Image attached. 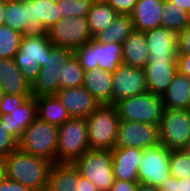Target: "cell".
I'll return each mask as SVG.
<instances>
[{
	"mask_svg": "<svg viewBox=\"0 0 190 191\" xmlns=\"http://www.w3.org/2000/svg\"><path fill=\"white\" fill-rule=\"evenodd\" d=\"M53 164L18 149L5 157L6 178L19 182L33 191H46Z\"/></svg>",
	"mask_w": 190,
	"mask_h": 191,
	"instance_id": "cell-1",
	"label": "cell"
},
{
	"mask_svg": "<svg viewBox=\"0 0 190 191\" xmlns=\"http://www.w3.org/2000/svg\"><path fill=\"white\" fill-rule=\"evenodd\" d=\"M53 46L47 32L36 31L23 36L14 61L31 85L44 67L45 59L50 55Z\"/></svg>",
	"mask_w": 190,
	"mask_h": 191,
	"instance_id": "cell-2",
	"label": "cell"
},
{
	"mask_svg": "<svg viewBox=\"0 0 190 191\" xmlns=\"http://www.w3.org/2000/svg\"><path fill=\"white\" fill-rule=\"evenodd\" d=\"M86 121L89 149L111 151L116 144L120 123L115 105H100L86 117Z\"/></svg>",
	"mask_w": 190,
	"mask_h": 191,
	"instance_id": "cell-3",
	"label": "cell"
},
{
	"mask_svg": "<svg viewBox=\"0 0 190 191\" xmlns=\"http://www.w3.org/2000/svg\"><path fill=\"white\" fill-rule=\"evenodd\" d=\"M58 127L36 118L19 138V149L56 163Z\"/></svg>",
	"mask_w": 190,
	"mask_h": 191,
	"instance_id": "cell-4",
	"label": "cell"
},
{
	"mask_svg": "<svg viewBox=\"0 0 190 191\" xmlns=\"http://www.w3.org/2000/svg\"><path fill=\"white\" fill-rule=\"evenodd\" d=\"M89 150L87 121L71 117L58 127L56 163H74Z\"/></svg>",
	"mask_w": 190,
	"mask_h": 191,
	"instance_id": "cell-5",
	"label": "cell"
},
{
	"mask_svg": "<svg viewBox=\"0 0 190 191\" xmlns=\"http://www.w3.org/2000/svg\"><path fill=\"white\" fill-rule=\"evenodd\" d=\"M115 107L120 120L158 126L165 109L162 96L149 91L120 100Z\"/></svg>",
	"mask_w": 190,
	"mask_h": 191,
	"instance_id": "cell-6",
	"label": "cell"
},
{
	"mask_svg": "<svg viewBox=\"0 0 190 191\" xmlns=\"http://www.w3.org/2000/svg\"><path fill=\"white\" fill-rule=\"evenodd\" d=\"M84 71L100 68L115 72L122 62V44L101 43L94 38L73 51Z\"/></svg>",
	"mask_w": 190,
	"mask_h": 191,
	"instance_id": "cell-7",
	"label": "cell"
},
{
	"mask_svg": "<svg viewBox=\"0 0 190 191\" xmlns=\"http://www.w3.org/2000/svg\"><path fill=\"white\" fill-rule=\"evenodd\" d=\"M82 177L93 182L98 191H110L114 183L113 156L109 150H87L73 163Z\"/></svg>",
	"mask_w": 190,
	"mask_h": 191,
	"instance_id": "cell-8",
	"label": "cell"
},
{
	"mask_svg": "<svg viewBox=\"0 0 190 191\" xmlns=\"http://www.w3.org/2000/svg\"><path fill=\"white\" fill-rule=\"evenodd\" d=\"M158 130L159 142L168 151L184 150L190 141V109L165 108Z\"/></svg>",
	"mask_w": 190,
	"mask_h": 191,
	"instance_id": "cell-9",
	"label": "cell"
},
{
	"mask_svg": "<svg viewBox=\"0 0 190 191\" xmlns=\"http://www.w3.org/2000/svg\"><path fill=\"white\" fill-rule=\"evenodd\" d=\"M48 38L54 46L72 51L93 39L87 18H61L48 31Z\"/></svg>",
	"mask_w": 190,
	"mask_h": 191,
	"instance_id": "cell-10",
	"label": "cell"
},
{
	"mask_svg": "<svg viewBox=\"0 0 190 191\" xmlns=\"http://www.w3.org/2000/svg\"><path fill=\"white\" fill-rule=\"evenodd\" d=\"M73 55V51L53 46L50 55L45 59L44 67L41 68L37 79L32 84V96L56 95L58 91V76L68 59Z\"/></svg>",
	"mask_w": 190,
	"mask_h": 191,
	"instance_id": "cell-11",
	"label": "cell"
},
{
	"mask_svg": "<svg viewBox=\"0 0 190 191\" xmlns=\"http://www.w3.org/2000/svg\"><path fill=\"white\" fill-rule=\"evenodd\" d=\"M170 154L161 143L143 149L140 160L138 178L139 182L160 187L163 181L170 176Z\"/></svg>",
	"mask_w": 190,
	"mask_h": 191,
	"instance_id": "cell-12",
	"label": "cell"
},
{
	"mask_svg": "<svg viewBox=\"0 0 190 191\" xmlns=\"http://www.w3.org/2000/svg\"><path fill=\"white\" fill-rule=\"evenodd\" d=\"M158 144V125L120 120L115 147L147 149Z\"/></svg>",
	"mask_w": 190,
	"mask_h": 191,
	"instance_id": "cell-13",
	"label": "cell"
},
{
	"mask_svg": "<svg viewBox=\"0 0 190 191\" xmlns=\"http://www.w3.org/2000/svg\"><path fill=\"white\" fill-rule=\"evenodd\" d=\"M145 92H148V88L144 68L121 64L113 72L112 105Z\"/></svg>",
	"mask_w": 190,
	"mask_h": 191,
	"instance_id": "cell-14",
	"label": "cell"
},
{
	"mask_svg": "<svg viewBox=\"0 0 190 191\" xmlns=\"http://www.w3.org/2000/svg\"><path fill=\"white\" fill-rule=\"evenodd\" d=\"M149 47L148 62L177 61L178 34L163 26L144 32Z\"/></svg>",
	"mask_w": 190,
	"mask_h": 191,
	"instance_id": "cell-15",
	"label": "cell"
},
{
	"mask_svg": "<svg viewBox=\"0 0 190 191\" xmlns=\"http://www.w3.org/2000/svg\"><path fill=\"white\" fill-rule=\"evenodd\" d=\"M57 98L71 117H88L100 104L83 86L59 89Z\"/></svg>",
	"mask_w": 190,
	"mask_h": 191,
	"instance_id": "cell-16",
	"label": "cell"
},
{
	"mask_svg": "<svg viewBox=\"0 0 190 191\" xmlns=\"http://www.w3.org/2000/svg\"><path fill=\"white\" fill-rule=\"evenodd\" d=\"M113 173L114 178L122 181H139L138 170L143 149L135 147H114Z\"/></svg>",
	"mask_w": 190,
	"mask_h": 191,
	"instance_id": "cell-17",
	"label": "cell"
},
{
	"mask_svg": "<svg viewBox=\"0 0 190 191\" xmlns=\"http://www.w3.org/2000/svg\"><path fill=\"white\" fill-rule=\"evenodd\" d=\"M28 24L35 31L47 32L62 17L56 1L27 0Z\"/></svg>",
	"mask_w": 190,
	"mask_h": 191,
	"instance_id": "cell-18",
	"label": "cell"
},
{
	"mask_svg": "<svg viewBox=\"0 0 190 191\" xmlns=\"http://www.w3.org/2000/svg\"><path fill=\"white\" fill-rule=\"evenodd\" d=\"M0 88L4 94L32 96V85L16 66L14 58H0Z\"/></svg>",
	"mask_w": 190,
	"mask_h": 191,
	"instance_id": "cell-19",
	"label": "cell"
},
{
	"mask_svg": "<svg viewBox=\"0 0 190 191\" xmlns=\"http://www.w3.org/2000/svg\"><path fill=\"white\" fill-rule=\"evenodd\" d=\"M149 92L163 96L178 72L177 61L148 62L144 67Z\"/></svg>",
	"mask_w": 190,
	"mask_h": 191,
	"instance_id": "cell-20",
	"label": "cell"
},
{
	"mask_svg": "<svg viewBox=\"0 0 190 191\" xmlns=\"http://www.w3.org/2000/svg\"><path fill=\"white\" fill-rule=\"evenodd\" d=\"M165 0H138L130 14L136 31L146 32L162 26Z\"/></svg>",
	"mask_w": 190,
	"mask_h": 191,
	"instance_id": "cell-21",
	"label": "cell"
},
{
	"mask_svg": "<svg viewBox=\"0 0 190 191\" xmlns=\"http://www.w3.org/2000/svg\"><path fill=\"white\" fill-rule=\"evenodd\" d=\"M83 87L100 105H112L113 73L100 68L84 71Z\"/></svg>",
	"mask_w": 190,
	"mask_h": 191,
	"instance_id": "cell-22",
	"label": "cell"
},
{
	"mask_svg": "<svg viewBox=\"0 0 190 191\" xmlns=\"http://www.w3.org/2000/svg\"><path fill=\"white\" fill-rule=\"evenodd\" d=\"M149 47L144 32L134 30L122 43V62L134 68H144L148 63Z\"/></svg>",
	"mask_w": 190,
	"mask_h": 191,
	"instance_id": "cell-23",
	"label": "cell"
},
{
	"mask_svg": "<svg viewBox=\"0 0 190 191\" xmlns=\"http://www.w3.org/2000/svg\"><path fill=\"white\" fill-rule=\"evenodd\" d=\"M80 176L73 163H54L46 191H79Z\"/></svg>",
	"mask_w": 190,
	"mask_h": 191,
	"instance_id": "cell-24",
	"label": "cell"
},
{
	"mask_svg": "<svg viewBox=\"0 0 190 191\" xmlns=\"http://www.w3.org/2000/svg\"><path fill=\"white\" fill-rule=\"evenodd\" d=\"M0 117L2 121L6 122L9 133L19 140L25 129L37 118V102L35 97L28 98L11 114L0 115Z\"/></svg>",
	"mask_w": 190,
	"mask_h": 191,
	"instance_id": "cell-25",
	"label": "cell"
},
{
	"mask_svg": "<svg viewBox=\"0 0 190 191\" xmlns=\"http://www.w3.org/2000/svg\"><path fill=\"white\" fill-rule=\"evenodd\" d=\"M162 98L165 108L190 109V79L178 71Z\"/></svg>",
	"mask_w": 190,
	"mask_h": 191,
	"instance_id": "cell-26",
	"label": "cell"
},
{
	"mask_svg": "<svg viewBox=\"0 0 190 191\" xmlns=\"http://www.w3.org/2000/svg\"><path fill=\"white\" fill-rule=\"evenodd\" d=\"M35 99L37 102V118L39 120L59 127L71 118L56 95L40 96Z\"/></svg>",
	"mask_w": 190,
	"mask_h": 191,
	"instance_id": "cell-27",
	"label": "cell"
},
{
	"mask_svg": "<svg viewBox=\"0 0 190 191\" xmlns=\"http://www.w3.org/2000/svg\"><path fill=\"white\" fill-rule=\"evenodd\" d=\"M134 30V24L130 15L117 14L112 23L98 33L94 39L101 43L122 44Z\"/></svg>",
	"mask_w": 190,
	"mask_h": 191,
	"instance_id": "cell-28",
	"label": "cell"
},
{
	"mask_svg": "<svg viewBox=\"0 0 190 191\" xmlns=\"http://www.w3.org/2000/svg\"><path fill=\"white\" fill-rule=\"evenodd\" d=\"M5 25L24 35L36 32L28 24L27 0H6Z\"/></svg>",
	"mask_w": 190,
	"mask_h": 191,
	"instance_id": "cell-29",
	"label": "cell"
},
{
	"mask_svg": "<svg viewBox=\"0 0 190 191\" xmlns=\"http://www.w3.org/2000/svg\"><path fill=\"white\" fill-rule=\"evenodd\" d=\"M117 16V13L107 2H94L87 16L93 38L106 29Z\"/></svg>",
	"mask_w": 190,
	"mask_h": 191,
	"instance_id": "cell-30",
	"label": "cell"
},
{
	"mask_svg": "<svg viewBox=\"0 0 190 191\" xmlns=\"http://www.w3.org/2000/svg\"><path fill=\"white\" fill-rule=\"evenodd\" d=\"M190 23V14L175 3L165 0L162 13V26L177 34L181 33Z\"/></svg>",
	"mask_w": 190,
	"mask_h": 191,
	"instance_id": "cell-31",
	"label": "cell"
},
{
	"mask_svg": "<svg viewBox=\"0 0 190 191\" xmlns=\"http://www.w3.org/2000/svg\"><path fill=\"white\" fill-rule=\"evenodd\" d=\"M58 78V90L83 86L84 69L74 54L68 59Z\"/></svg>",
	"mask_w": 190,
	"mask_h": 191,
	"instance_id": "cell-32",
	"label": "cell"
},
{
	"mask_svg": "<svg viewBox=\"0 0 190 191\" xmlns=\"http://www.w3.org/2000/svg\"><path fill=\"white\" fill-rule=\"evenodd\" d=\"M24 34L7 25H0V58H14Z\"/></svg>",
	"mask_w": 190,
	"mask_h": 191,
	"instance_id": "cell-33",
	"label": "cell"
},
{
	"mask_svg": "<svg viewBox=\"0 0 190 191\" xmlns=\"http://www.w3.org/2000/svg\"><path fill=\"white\" fill-rule=\"evenodd\" d=\"M92 3L91 0H58L57 6L62 18H87Z\"/></svg>",
	"mask_w": 190,
	"mask_h": 191,
	"instance_id": "cell-34",
	"label": "cell"
},
{
	"mask_svg": "<svg viewBox=\"0 0 190 191\" xmlns=\"http://www.w3.org/2000/svg\"><path fill=\"white\" fill-rule=\"evenodd\" d=\"M170 174L178 179L190 178V156L184 151H171Z\"/></svg>",
	"mask_w": 190,
	"mask_h": 191,
	"instance_id": "cell-35",
	"label": "cell"
},
{
	"mask_svg": "<svg viewBox=\"0 0 190 191\" xmlns=\"http://www.w3.org/2000/svg\"><path fill=\"white\" fill-rule=\"evenodd\" d=\"M19 149V140L9 133L6 122L0 117V156L6 157Z\"/></svg>",
	"mask_w": 190,
	"mask_h": 191,
	"instance_id": "cell-36",
	"label": "cell"
},
{
	"mask_svg": "<svg viewBox=\"0 0 190 191\" xmlns=\"http://www.w3.org/2000/svg\"><path fill=\"white\" fill-rule=\"evenodd\" d=\"M32 96H20L4 94L0 105V115L11 114L15 109L19 108L28 98Z\"/></svg>",
	"mask_w": 190,
	"mask_h": 191,
	"instance_id": "cell-37",
	"label": "cell"
},
{
	"mask_svg": "<svg viewBox=\"0 0 190 191\" xmlns=\"http://www.w3.org/2000/svg\"><path fill=\"white\" fill-rule=\"evenodd\" d=\"M159 191H190V178L178 179L170 175L163 181Z\"/></svg>",
	"mask_w": 190,
	"mask_h": 191,
	"instance_id": "cell-38",
	"label": "cell"
},
{
	"mask_svg": "<svg viewBox=\"0 0 190 191\" xmlns=\"http://www.w3.org/2000/svg\"><path fill=\"white\" fill-rule=\"evenodd\" d=\"M138 0H107L106 2L117 14L130 15Z\"/></svg>",
	"mask_w": 190,
	"mask_h": 191,
	"instance_id": "cell-39",
	"label": "cell"
},
{
	"mask_svg": "<svg viewBox=\"0 0 190 191\" xmlns=\"http://www.w3.org/2000/svg\"><path fill=\"white\" fill-rule=\"evenodd\" d=\"M178 54H190V23L178 34Z\"/></svg>",
	"mask_w": 190,
	"mask_h": 191,
	"instance_id": "cell-40",
	"label": "cell"
},
{
	"mask_svg": "<svg viewBox=\"0 0 190 191\" xmlns=\"http://www.w3.org/2000/svg\"><path fill=\"white\" fill-rule=\"evenodd\" d=\"M0 191H33L32 189L24 186L23 184L4 178L0 181Z\"/></svg>",
	"mask_w": 190,
	"mask_h": 191,
	"instance_id": "cell-41",
	"label": "cell"
},
{
	"mask_svg": "<svg viewBox=\"0 0 190 191\" xmlns=\"http://www.w3.org/2000/svg\"><path fill=\"white\" fill-rule=\"evenodd\" d=\"M139 181H122L115 179L110 191H136Z\"/></svg>",
	"mask_w": 190,
	"mask_h": 191,
	"instance_id": "cell-42",
	"label": "cell"
},
{
	"mask_svg": "<svg viewBox=\"0 0 190 191\" xmlns=\"http://www.w3.org/2000/svg\"><path fill=\"white\" fill-rule=\"evenodd\" d=\"M178 71L190 79V54H178Z\"/></svg>",
	"mask_w": 190,
	"mask_h": 191,
	"instance_id": "cell-43",
	"label": "cell"
},
{
	"mask_svg": "<svg viewBox=\"0 0 190 191\" xmlns=\"http://www.w3.org/2000/svg\"><path fill=\"white\" fill-rule=\"evenodd\" d=\"M79 191H98L96 185L82 176L79 178Z\"/></svg>",
	"mask_w": 190,
	"mask_h": 191,
	"instance_id": "cell-44",
	"label": "cell"
},
{
	"mask_svg": "<svg viewBox=\"0 0 190 191\" xmlns=\"http://www.w3.org/2000/svg\"><path fill=\"white\" fill-rule=\"evenodd\" d=\"M172 3H175L176 6H179L184 11H187L190 14V0H167Z\"/></svg>",
	"mask_w": 190,
	"mask_h": 191,
	"instance_id": "cell-45",
	"label": "cell"
},
{
	"mask_svg": "<svg viewBox=\"0 0 190 191\" xmlns=\"http://www.w3.org/2000/svg\"><path fill=\"white\" fill-rule=\"evenodd\" d=\"M136 191H159V188L139 182Z\"/></svg>",
	"mask_w": 190,
	"mask_h": 191,
	"instance_id": "cell-46",
	"label": "cell"
},
{
	"mask_svg": "<svg viewBox=\"0 0 190 191\" xmlns=\"http://www.w3.org/2000/svg\"><path fill=\"white\" fill-rule=\"evenodd\" d=\"M6 0H0V25L5 24Z\"/></svg>",
	"mask_w": 190,
	"mask_h": 191,
	"instance_id": "cell-47",
	"label": "cell"
},
{
	"mask_svg": "<svg viewBox=\"0 0 190 191\" xmlns=\"http://www.w3.org/2000/svg\"><path fill=\"white\" fill-rule=\"evenodd\" d=\"M5 177V157L0 156V181L3 180Z\"/></svg>",
	"mask_w": 190,
	"mask_h": 191,
	"instance_id": "cell-48",
	"label": "cell"
},
{
	"mask_svg": "<svg viewBox=\"0 0 190 191\" xmlns=\"http://www.w3.org/2000/svg\"><path fill=\"white\" fill-rule=\"evenodd\" d=\"M184 151L190 156V141L186 144Z\"/></svg>",
	"mask_w": 190,
	"mask_h": 191,
	"instance_id": "cell-49",
	"label": "cell"
},
{
	"mask_svg": "<svg viewBox=\"0 0 190 191\" xmlns=\"http://www.w3.org/2000/svg\"><path fill=\"white\" fill-rule=\"evenodd\" d=\"M3 96H4V92H3V90L0 88V105H1V103H2Z\"/></svg>",
	"mask_w": 190,
	"mask_h": 191,
	"instance_id": "cell-50",
	"label": "cell"
},
{
	"mask_svg": "<svg viewBox=\"0 0 190 191\" xmlns=\"http://www.w3.org/2000/svg\"><path fill=\"white\" fill-rule=\"evenodd\" d=\"M93 3L94 2H106L107 0H91Z\"/></svg>",
	"mask_w": 190,
	"mask_h": 191,
	"instance_id": "cell-51",
	"label": "cell"
}]
</instances>
